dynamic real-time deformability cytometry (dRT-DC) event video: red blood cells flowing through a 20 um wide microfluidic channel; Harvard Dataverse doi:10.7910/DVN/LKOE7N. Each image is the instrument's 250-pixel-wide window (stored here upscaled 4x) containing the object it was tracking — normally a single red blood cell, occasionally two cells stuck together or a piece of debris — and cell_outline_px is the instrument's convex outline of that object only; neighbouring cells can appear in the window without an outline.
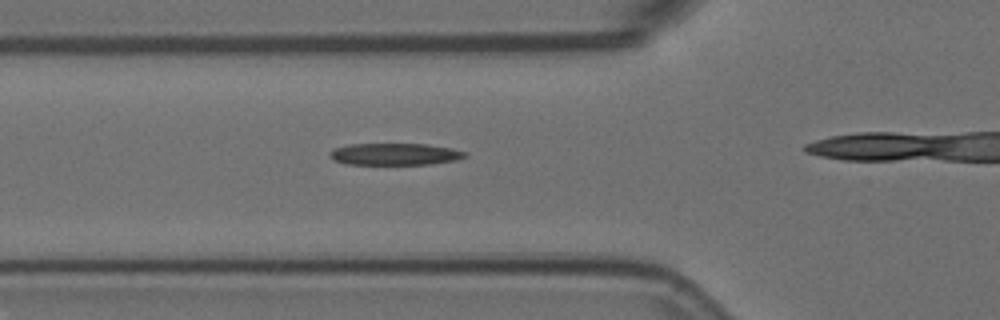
{"species": "Egyptian fruit bat (a non-hibernating species)", "species_latin": "Rousettus aegyptiacus", "temperature_condition": "room temperature", "stored_images_in_passage": 39, "camera_frame_rate_fps": 3000, "um_per_image_px": 0.085, "animal": {"sex": "female"}, "frame": {"image": 1, "passage_image": 14, "time_ms": 4.333, "image_size_px": [1000, 320], "cell_outline_px": [[468, 156], [456, 160], [432, 164], [348, 164], [336, 160], [328, 156], [328, 152], [332, 148], [348, 144], [428, 144], [452, 148], [468, 152]], "centroid_in_image_um": [33.58, 13.09], "position_along_channel_um": 92.2, "area_um2": 17.4}}
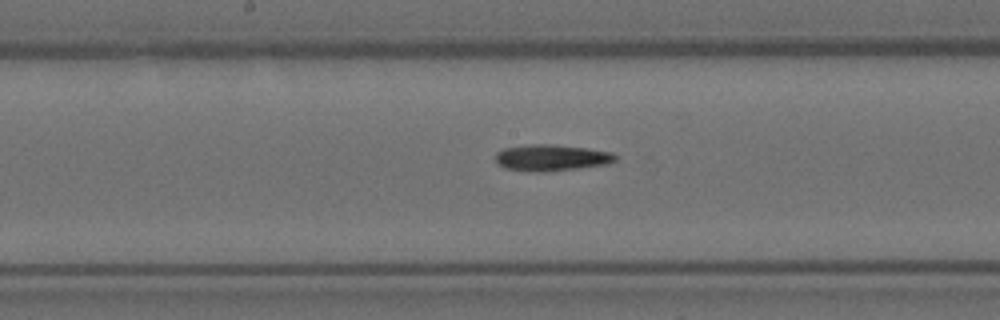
{"frame": {"image": 2, "passage_image": 23, "time_ms": 7.333, "image_size_px": [1000, 320], "cell_outline_px": [[616, 160], [608, 164], [580, 168], [548, 172], [536, 172], [504, 168], [496, 160], [496, 152], [504, 148], [528, 144], [548, 144], [588, 148], [612, 152], [616, 156]], "centroid_in_image_um": [46.89, 13.41], "position_along_channel_um": 201.3, "area_um2": 18.5}}
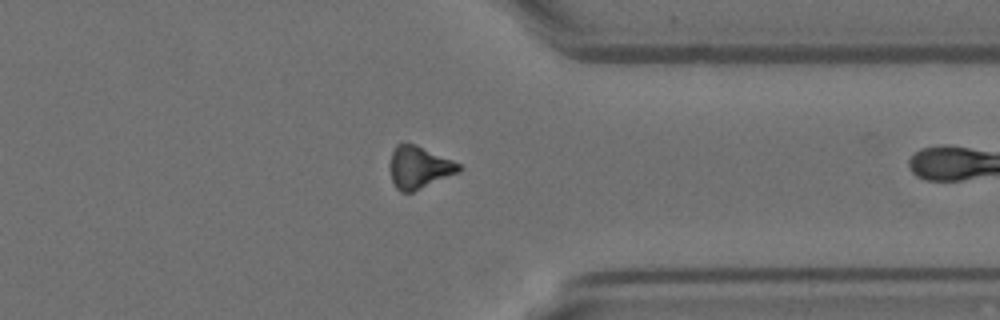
{"frame": {"image": 3, "passage_image": 38, "time_ms": 12.333, "image_size_px": [1000, 320], "cell_outline_px": [[464, 168], [460, 172], [412, 192], [400, 192], [396, 188], [392, 180], [388, 164], [392, 152], [396, 144], [404, 140], [416, 144], [452, 160], [460, 164]], "centroid_in_image_um": [35.59, 14.19], "position_along_channel_um": 375.8, "area_um2": 17.4}}